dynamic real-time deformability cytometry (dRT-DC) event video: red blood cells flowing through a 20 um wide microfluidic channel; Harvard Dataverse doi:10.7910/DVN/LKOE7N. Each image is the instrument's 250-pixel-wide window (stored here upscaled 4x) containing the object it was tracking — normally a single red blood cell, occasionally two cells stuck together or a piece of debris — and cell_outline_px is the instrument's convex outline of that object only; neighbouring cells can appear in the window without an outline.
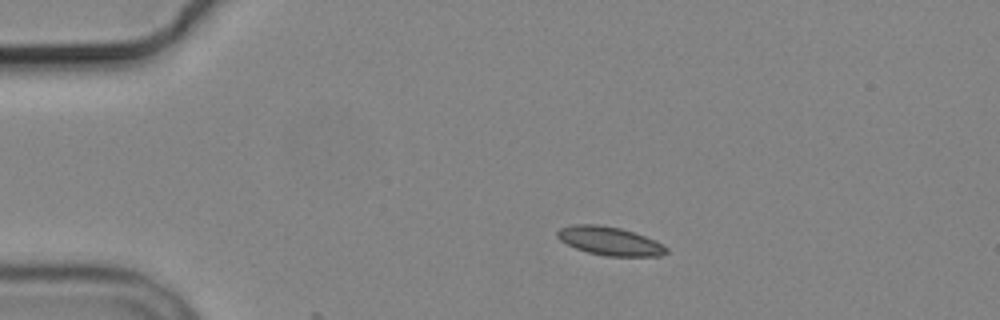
{"species": "common noctule bat (a hibernating species)", "species_latin": "Nyctalus noctula", "temperature_condition": "cold", "stored_images_in_passage": 2, "camera_frame_rate_fps": 3000, "um_per_image_px": 0.085, "animal": {"sex": "male", "body_mass_g": 19.2, "forearm_length_mm": 51.8}, "frame": {"image": 1, "passage_image": 1, "time_ms": 0.0, "image_size_px": [1000, 320], "cell_outline_px": [[668, 252], [660, 256], [604, 256], [588, 252], [576, 248], [560, 240], [556, 236], [556, 232], [560, 228], [576, 224], [596, 224], [620, 228], [656, 240], [668, 248]], "centroid_in_image_um": [51.83, 20.49], "position_along_channel_um": 33.2, "area_um2": 18.03}}